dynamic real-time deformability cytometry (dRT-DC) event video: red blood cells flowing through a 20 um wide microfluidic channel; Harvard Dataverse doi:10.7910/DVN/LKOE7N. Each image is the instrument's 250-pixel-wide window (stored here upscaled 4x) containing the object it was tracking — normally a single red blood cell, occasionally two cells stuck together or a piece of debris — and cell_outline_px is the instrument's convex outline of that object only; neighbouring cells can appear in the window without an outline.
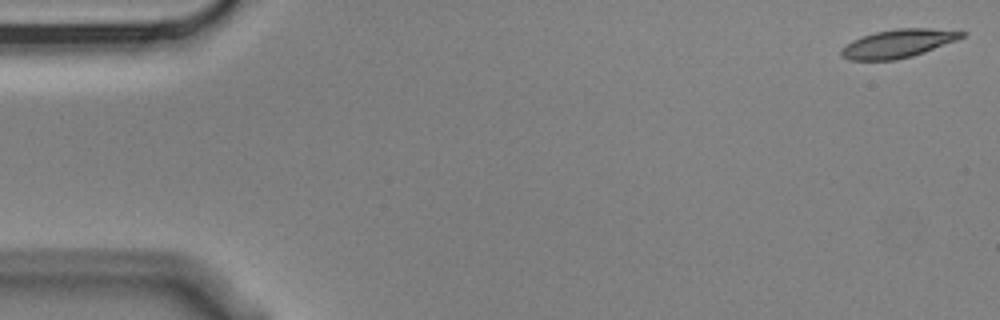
{"species": "Egyptian fruit bat (a non-hibernating species)", "species_latin": "Rousettus aegyptiacus", "temperature_condition": "cold", "stored_images_in_passage": 6, "camera_frame_rate_fps": 3000, "um_per_image_px": 0.085, "animal": {"sex": "male"}, "frame": {"image": 1, "passage_image": 1, "time_ms": 0.0, "image_size_px": [1000, 320], "cell_outline_px": [[968, 32], [964, 36], [956, 40], [924, 52], [912, 56], [896, 60], [848, 60], [840, 56], [840, 48], [852, 40], [876, 32], [896, 28], [932, 28]], "centroid_in_image_um": [76.31, 3.7], "position_along_channel_um": 8.7, "area_um2": 19.88}}
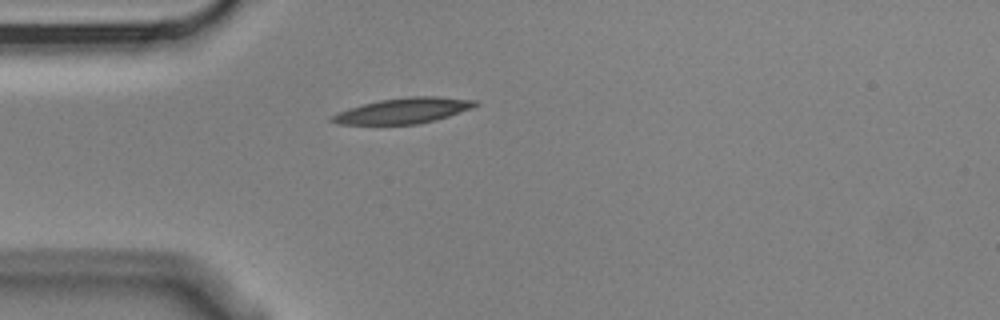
{"frame": {"image": 2, "passage_image": 5, "time_ms": 1.333, "image_size_px": [1000, 320], "cell_outline_px": [[480, 104], [472, 108], [436, 120], [416, 124], [336, 124], [328, 120], [332, 116], [340, 112], [364, 104], [380, 100], [408, 96], [436, 96], [476, 100]], "centroid_in_image_um": [34.33, 9.4], "position_along_channel_um": 50.7, "area_um2": 21.1}}